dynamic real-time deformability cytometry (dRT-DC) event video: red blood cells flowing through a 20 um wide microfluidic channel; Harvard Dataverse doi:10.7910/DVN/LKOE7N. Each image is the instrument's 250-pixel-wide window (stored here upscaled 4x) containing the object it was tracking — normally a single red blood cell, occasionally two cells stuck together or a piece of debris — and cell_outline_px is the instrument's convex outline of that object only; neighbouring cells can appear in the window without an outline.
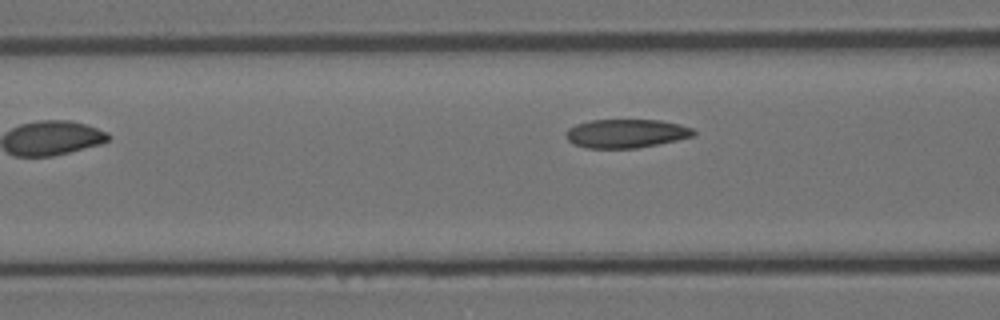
{"species": "Egyptian fruit bat (a non-hibernating species)", "species_latin": "Rousettus aegyptiacus", "temperature_condition": "room temperature", "stored_images_in_passage": 3, "camera_frame_rate_fps": 3000, "um_per_image_px": 0.085, "animal": {"sex": "female"}, "frame": {"image": 1, "passage_image": 3, "time_ms": 0.667, "image_size_px": [1000, 320], "cell_outline_px": [[696, 136], [636, 148], [588, 148], [572, 144], [564, 136], [564, 132], [568, 128], [576, 124], [592, 120], [660, 120], [680, 124], [692, 128], [696, 132]], "centroid_in_image_um": [53.2, 11.34], "position_along_channel_um": 113.4, "area_um2": 21.44}}